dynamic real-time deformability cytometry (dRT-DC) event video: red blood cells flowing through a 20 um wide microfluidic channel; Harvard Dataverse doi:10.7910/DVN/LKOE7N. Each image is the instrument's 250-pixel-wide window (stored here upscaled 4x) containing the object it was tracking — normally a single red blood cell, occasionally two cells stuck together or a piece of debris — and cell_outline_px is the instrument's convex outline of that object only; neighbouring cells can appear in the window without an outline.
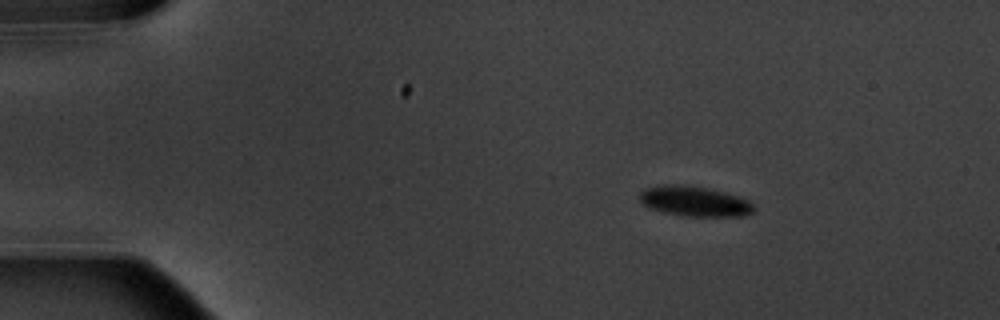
{"species": "common noctule bat (a hibernating species)", "species_latin": "Nyctalus noctula", "temperature_condition": "warm", "stored_images_in_passage": 8, "camera_frame_rate_fps": 3000, "um_per_image_px": 0.085, "animal": {"sex": "male", "body_mass_g": 20.1, "forearm_length_mm": 53.5}, "frame": {"image": 1, "passage_image": 1, "time_ms": 0.0, "image_size_px": [1000, 320], "cell_outline_px": [[756, 208], [752, 212], [744, 216], [684, 216], [664, 212], [648, 208], [640, 200], [640, 192], [644, 188], [664, 184], [680, 184], [708, 188], [724, 192], [748, 200]], "centroid_in_image_um": [59.01, 17.1], "position_along_channel_um": 26.0, "area_um2": 20.06}}
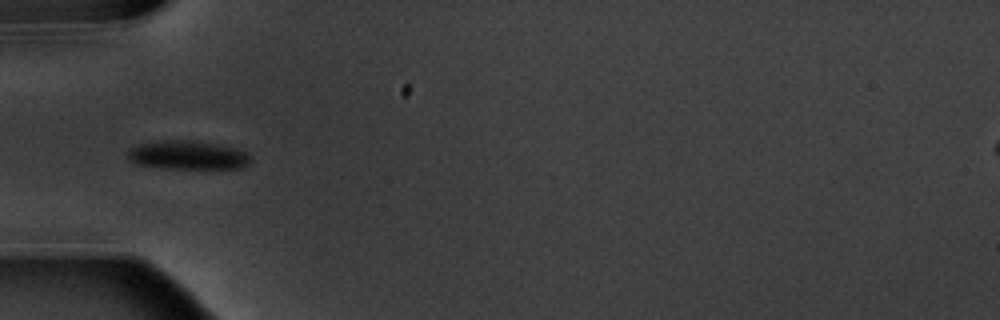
{"frame": {"image": 2, "passage_image": 4, "time_ms": 3.333, "image_size_px": [1000, 320], "cell_outline_px": [[252, 160], [240, 168], [164, 168], [136, 164], [128, 160], [128, 152], [132, 148], [140, 144], [168, 140], [192, 140], [216, 144], [236, 148], [248, 152]], "centroid_in_image_um": [15.98, 13.19], "position_along_channel_um": 69.0, "area_um2": 20.4}}
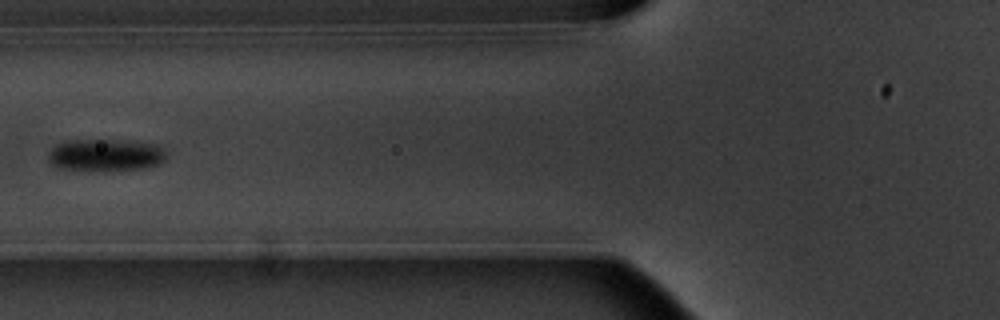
{"frame": {"image": 3, "passage_image": 5, "time_ms": 4.667, "image_size_px": [1000, 320], "cell_outline_px": [[164, 160], [160, 164], [144, 168], [60, 168], [52, 164], [48, 160], [48, 156], [52, 148], [56, 144], [76, 140], [108, 140], [156, 144], [164, 148]], "centroid_in_image_um": [8.98, 13.14], "position_along_channel_um": 116.8, "area_um2": 20.92}}